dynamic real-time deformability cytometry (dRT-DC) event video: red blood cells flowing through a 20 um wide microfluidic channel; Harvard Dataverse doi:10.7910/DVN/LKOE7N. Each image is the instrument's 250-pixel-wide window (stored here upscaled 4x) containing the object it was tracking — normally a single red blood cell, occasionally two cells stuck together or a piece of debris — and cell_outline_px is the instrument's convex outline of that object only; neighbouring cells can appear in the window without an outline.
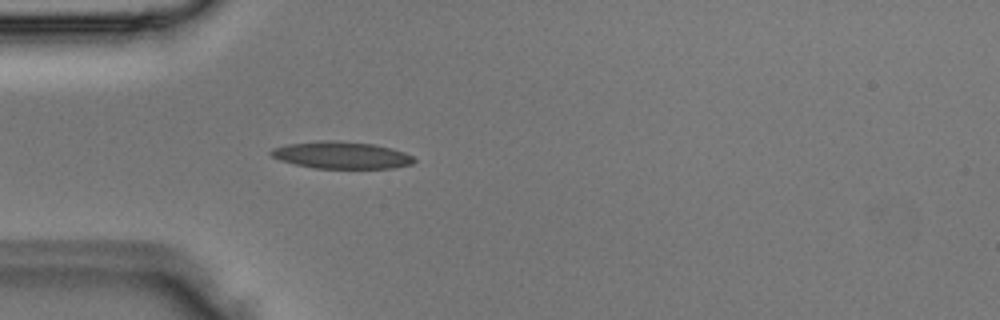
{"species": "Egyptian fruit bat (a non-hibernating species)", "species_latin": "Rousettus aegyptiacus", "temperature_condition": "room temperature", "stored_images_in_passage": 3, "camera_frame_rate_fps": 3000, "um_per_image_px": 0.085, "animal": {"sex": "male"}, "frame": {"image": 1, "passage_image": 3, "time_ms": 0.667, "image_size_px": [1000, 320], "cell_outline_px": [[416, 160], [412, 164], [392, 168], [316, 168], [296, 164], [280, 160], [272, 156], [268, 152], [272, 148], [288, 144], [316, 140], [336, 140], [372, 144], [392, 148], [404, 152], [412, 156]], "centroid_in_image_um": [29.01, 13.17], "position_along_channel_um": 56.0, "area_um2": 22.54}}